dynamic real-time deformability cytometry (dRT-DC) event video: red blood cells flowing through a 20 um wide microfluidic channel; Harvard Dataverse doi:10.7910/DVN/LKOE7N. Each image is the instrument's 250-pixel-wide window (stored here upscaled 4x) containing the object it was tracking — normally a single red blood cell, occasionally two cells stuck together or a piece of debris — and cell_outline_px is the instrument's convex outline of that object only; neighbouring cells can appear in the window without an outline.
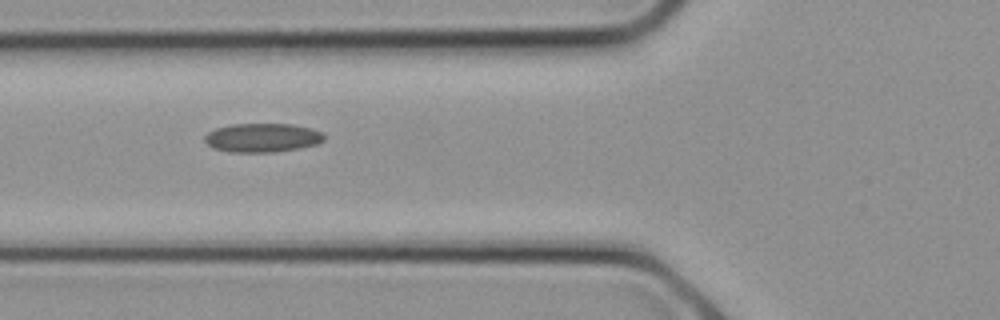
{"species": "common noctule bat (a hibernating species)", "species_latin": "Nyctalus noctula", "temperature_condition": "cold", "stored_images_in_passage": 12, "camera_frame_rate_fps": 3000, "um_per_image_px": 0.085, "animal": {"sex": "female", "body_mass_g": 21.9}, "frame": {"image": 1, "passage_image": 6, "time_ms": 1.667, "image_size_px": [1000, 320], "cell_outline_px": [[324, 140], [316, 144], [300, 148], [276, 152], [228, 152], [212, 148], [204, 140], [204, 136], [208, 132], [216, 128], [232, 124], [292, 124], [312, 128], [324, 132]], "centroid_in_image_um": [22.31, 11.71], "position_along_channel_um": 103.5, "area_um2": 20.29}}
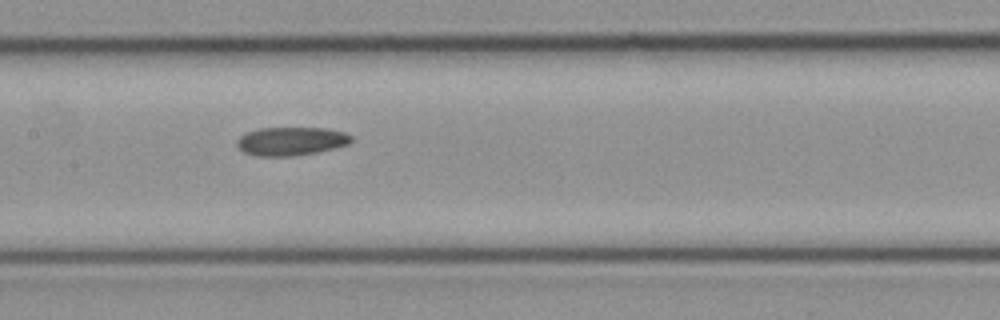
{"frame": {"image": 2, "passage_image": 9, "time_ms": 2.667, "image_size_px": [1000, 320], "cell_outline_px": [[352, 140], [348, 144], [336, 148], [316, 152], [292, 156], [256, 156], [244, 152], [236, 144], [236, 140], [240, 136], [248, 132], [260, 128], [324, 128], [344, 132], [352, 136]], "centroid_in_image_um": [24.74, 12.0], "position_along_channel_um": 182.7, "area_um2": 18.9}}
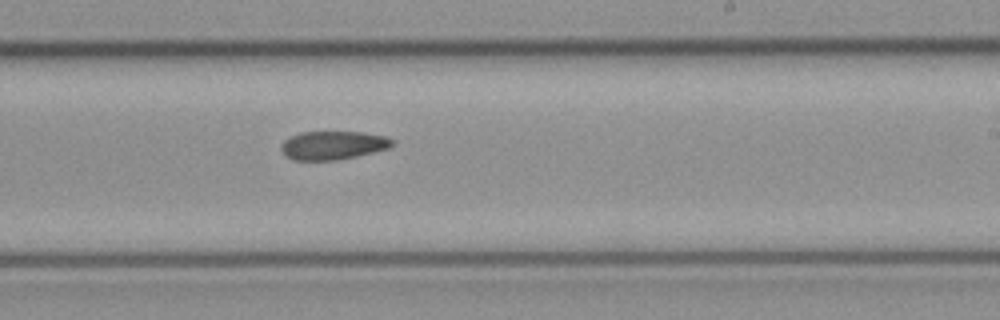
{"frame": {"image": 3, "passage_image": 12, "time_ms": 3.667, "image_size_px": [1000, 320], "cell_outline_px": [[396, 144], [388, 148], [356, 156], [336, 160], [292, 160], [284, 156], [280, 148], [280, 144], [284, 140], [300, 132], [364, 132], [388, 136]], "centroid_in_image_um": [28.29, 12.35], "position_along_channel_um": 260.7, "area_um2": 18.61}}